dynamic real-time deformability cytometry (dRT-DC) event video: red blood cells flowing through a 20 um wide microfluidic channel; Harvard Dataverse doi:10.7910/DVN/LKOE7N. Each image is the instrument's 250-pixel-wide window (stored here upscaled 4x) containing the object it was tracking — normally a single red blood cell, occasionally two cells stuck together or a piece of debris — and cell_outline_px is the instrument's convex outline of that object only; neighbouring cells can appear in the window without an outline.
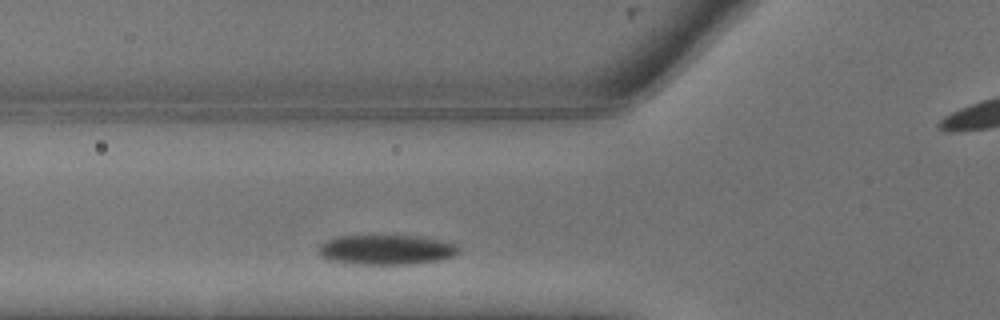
{"species": "common noctule bat (a hibernating species)", "species_latin": "Nyctalus noctula", "temperature_condition": "warm", "stored_images_in_passage": 3, "camera_frame_rate_fps": 3000, "um_per_image_px": 0.085, "animal": {"sex": "male", "body_mass_g": 13.3}, "frame": {"image": 1, "passage_image": 2, "time_ms": 0.333, "image_size_px": [1000, 320], "cell_outline_px": [[460, 252], [452, 256], [440, 260], [412, 264], [356, 264], [328, 260], [320, 256], [320, 244], [328, 240], [340, 236], [416, 236], [456, 244], [460, 248]], "centroid_in_image_um": [32.84, 21.24], "position_along_channel_um": 93.0, "area_um2": 24.1}}